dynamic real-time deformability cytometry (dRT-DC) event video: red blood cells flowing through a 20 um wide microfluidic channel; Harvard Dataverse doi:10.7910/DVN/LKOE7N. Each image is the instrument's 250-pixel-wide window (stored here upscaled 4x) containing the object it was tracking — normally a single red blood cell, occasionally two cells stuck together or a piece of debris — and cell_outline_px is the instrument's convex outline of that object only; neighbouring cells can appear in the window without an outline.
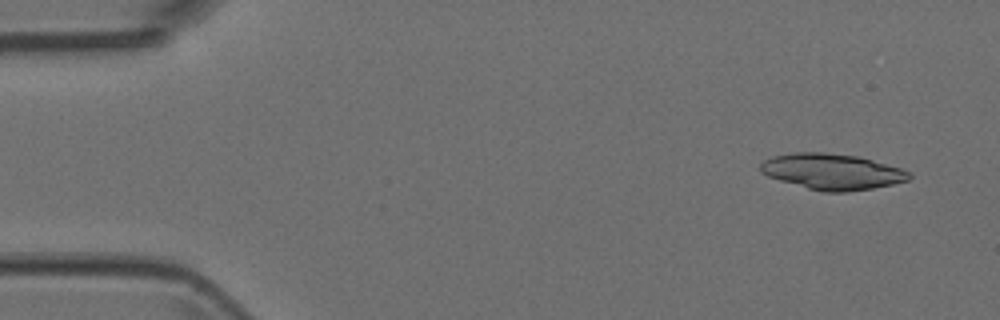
{"species": "Egyptian fruit bat (a non-hibernating species)", "species_latin": "Rousettus aegyptiacus", "temperature_condition": "room temperature", "stored_images_in_passage": 4, "camera_frame_rate_fps": 3000, "um_per_image_px": 0.085, "animal": {"sex": "female"}, "frame": {"image": 1, "passage_image": 1, "time_ms": 0.0, "image_size_px": [1000, 320], "cell_outline_px": [[912, 176], [908, 180], [892, 184], [872, 188], [848, 192], [824, 192], [808, 188], [780, 180], [768, 176], [760, 172], [760, 164], [764, 160], [772, 156], [792, 152], [824, 152], [856, 156], [872, 160], [900, 168], [908, 172]], "centroid_in_image_um": [70.69, 14.58], "position_along_channel_um": 14.3, "area_um2": 30.87}}